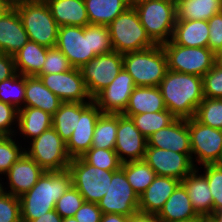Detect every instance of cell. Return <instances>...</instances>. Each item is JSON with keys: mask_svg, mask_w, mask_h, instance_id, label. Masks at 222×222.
<instances>
[{"mask_svg": "<svg viewBox=\"0 0 222 222\" xmlns=\"http://www.w3.org/2000/svg\"><path fill=\"white\" fill-rule=\"evenodd\" d=\"M71 186L68 169L44 171L37 183L19 197L21 221L29 222L54 210L56 202Z\"/></svg>", "mask_w": 222, "mask_h": 222, "instance_id": "obj_1", "label": "cell"}, {"mask_svg": "<svg viewBox=\"0 0 222 222\" xmlns=\"http://www.w3.org/2000/svg\"><path fill=\"white\" fill-rule=\"evenodd\" d=\"M160 88L167 110L176 118L195 117L197 108L205 98L202 77L167 70Z\"/></svg>", "mask_w": 222, "mask_h": 222, "instance_id": "obj_2", "label": "cell"}, {"mask_svg": "<svg viewBox=\"0 0 222 222\" xmlns=\"http://www.w3.org/2000/svg\"><path fill=\"white\" fill-rule=\"evenodd\" d=\"M123 68L136 86L158 87L167 70V56L162 45L123 54Z\"/></svg>", "mask_w": 222, "mask_h": 222, "instance_id": "obj_3", "label": "cell"}, {"mask_svg": "<svg viewBox=\"0 0 222 222\" xmlns=\"http://www.w3.org/2000/svg\"><path fill=\"white\" fill-rule=\"evenodd\" d=\"M30 41L47 48L57 44L59 26L44 0H26L13 4Z\"/></svg>", "mask_w": 222, "mask_h": 222, "instance_id": "obj_4", "label": "cell"}, {"mask_svg": "<svg viewBox=\"0 0 222 222\" xmlns=\"http://www.w3.org/2000/svg\"><path fill=\"white\" fill-rule=\"evenodd\" d=\"M148 36L156 45L171 40L176 23V1L156 0L130 3Z\"/></svg>", "mask_w": 222, "mask_h": 222, "instance_id": "obj_5", "label": "cell"}, {"mask_svg": "<svg viewBox=\"0 0 222 222\" xmlns=\"http://www.w3.org/2000/svg\"><path fill=\"white\" fill-rule=\"evenodd\" d=\"M108 29L113 50L120 54L140 51L156 45L148 36L132 5L116 17L108 25Z\"/></svg>", "mask_w": 222, "mask_h": 222, "instance_id": "obj_6", "label": "cell"}, {"mask_svg": "<svg viewBox=\"0 0 222 222\" xmlns=\"http://www.w3.org/2000/svg\"><path fill=\"white\" fill-rule=\"evenodd\" d=\"M30 143V144H29ZM25 153L45 171L68 169L71 158L66 149V142L53 127L39 137L28 142Z\"/></svg>", "mask_w": 222, "mask_h": 222, "instance_id": "obj_7", "label": "cell"}, {"mask_svg": "<svg viewBox=\"0 0 222 222\" xmlns=\"http://www.w3.org/2000/svg\"><path fill=\"white\" fill-rule=\"evenodd\" d=\"M162 47L170 71L203 77L215 65V53L208 47H185L171 40Z\"/></svg>", "mask_w": 222, "mask_h": 222, "instance_id": "obj_8", "label": "cell"}, {"mask_svg": "<svg viewBox=\"0 0 222 222\" xmlns=\"http://www.w3.org/2000/svg\"><path fill=\"white\" fill-rule=\"evenodd\" d=\"M74 186L85 202L97 203L107 193L114 171L88 164L82 157L72 158L68 166Z\"/></svg>", "mask_w": 222, "mask_h": 222, "instance_id": "obj_9", "label": "cell"}, {"mask_svg": "<svg viewBox=\"0 0 222 222\" xmlns=\"http://www.w3.org/2000/svg\"><path fill=\"white\" fill-rule=\"evenodd\" d=\"M188 130L194 166L215 164L222 151V130L204 125L195 117L188 119Z\"/></svg>", "mask_w": 222, "mask_h": 222, "instance_id": "obj_10", "label": "cell"}, {"mask_svg": "<svg viewBox=\"0 0 222 222\" xmlns=\"http://www.w3.org/2000/svg\"><path fill=\"white\" fill-rule=\"evenodd\" d=\"M97 205L103 214L114 213L130 217L139 212V197L121 167L113 172L107 193Z\"/></svg>", "mask_w": 222, "mask_h": 222, "instance_id": "obj_11", "label": "cell"}, {"mask_svg": "<svg viewBox=\"0 0 222 222\" xmlns=\"http://www.w3.org/2000/svg\"><path fill=\"white\" fill-rule=\"evenodd\" d=\"M123 68V54L112 51L97 55L81 68L82 78L89 95L93 98L116 78Z\"/></svg>", "mask_w": 222, "mask_h": 222, "instance_id": "obj_12", "label": "cell"}, {"mask_svg": "<svg viewBox=\"0 0 222 222\" xmlns=\"http://www.w3.org/2000/svg\"><path fill=\"white\" fill-rule=\"evenodd\" d=\"M56 47L67 57L73 68L80 69L96 56L91 50L90 24L85 27H59Z\"/></svg>", "mask_w": 222, "mask_h": 222, "instance_id": "obj_13", "label": "cell"}, {"mask_svg": "<svg viewBox=\"0 0 222 222\" xmlns=\"http://www.w3.org/2000/svg\"><path fill=\"white\" fill-rule=\"evenodd\" d=\"M143 160L157 176L177 178L180 181L196 168L191 153H177L156 147H147Z\"/></svg>", "mask_w": 222, "mask_h": 222, "instance_id": "obj_14", "label": "cell"}, {"mask_svg": "<svg viewBox=\"0 0 222 222\" xmlns=\"http://www.w3.org/2000/svg\"><path fill=\"white\" fill-rule=\"evenodd\" d=\"M36 76L62 102L87 103L92 101L79 68H72L57 74H37Z\"/></svg>", "mask_w": 222, "mask_h": 222, "instance_id": "obj_15", "label": "cell"}, {"mask_svg": "<svg viewBox=\"0 0 222 222\" xmlns=\"http://www.w3.org/2000/svg\"><path fill=\"white\" fill-rule=\"evenodd\" d=\"M135 87L131 75L122 68L112 83L98 92L92 100L102 113L122 114Z\"/></svg>", "mask_w": 222, "mask_h": 222, "instance_id": "obj_16", "label": "cell"}, {"mask_svg": "<svg viewBox=\"0 0 222 222\" xmlns=\"http://www.w3.org/2000/svg\"><path fill=\"white\" fill-rule=\"evenodd\" d=\"M147 139L135 127L130 117L118 114L115 152L121 163L144 159Z\"/></svg>", "mask_w": 222, "mask_h": 222, "instance_id": "obj_17", "label": "cell"}, {"mask_svg": "<svg viewBox=\"0 0 222 222\" xmlns=\"http://www.w3.org/2000/svg\"><path fill=\"white\" fill-rule=\"evenodd\" d=\"M101 114V110L93 100L82 103V114L71 138L66 143L71 159L81 157L92 147L94 128Z\"/></svg>", "mask_w": 222, "mask_h": 222, "instance_id": "obj_18", "label": "cell"}, {"mask_svg": "<svg viewBox=\"0 0 222 222\" xmlns=\"http://www.w3.org/2000/svg\"><path fill=\"white\" fill-rule=\"evenodd\" d=\"M44 171L30 156L24 153L6 172L4 177H6L5 184L7 185H2V190L20 197L37 183Z\"/></svg>", "mask_w": 222, "mask_h": 222, "instance_id": "obj_19", "label": "cell"}, {"mask_svg": "<svg viewBox=\"0 0 222 222\" xmlns=\"http://www.w3.org/2000/svg\"><path fill=\"white\" fill-rule=\"evenodd\" d=\"M147 147L191 153L188 119L176 118L167 127L154 132L147 138Z\"/></svg>", "mask_w": 222, "mask_h": 222, "instance_id": "obj_20", "label": "cell"}, {"mask_svg": "<svg viewBox=\"0 0 222 222\" xmlns=\"http://www.w3.org/2000/svg\"><path fill=\"white\" fill-rule=\"evenodd\" d=\"M180 183L181 181L177 178L156 176L148 188L139 196V212L158 215Z\"/></svg>", "mask_w": 222, "mask_h": 222, "instance_id": "obj_21", "label": "cell"}, {"mask_svg": "<svg viewBox=\"0 0 222 222\" xmlns=\"http://www.w3.org/2000/svg\"><path fill=\"white\" fill-rule=\"evenodd\" d=\"M28 41L21 17L13 6L0 18V52L13 56Z\"/></svg>", "mask_w": 222, "mask_h": 222, "instance_id": "obj_22", "label": "cell"}, {"mask_svg": "<svg viewBox=\"0 0 222 222\" xmlns=\"http://www.w3.org/2000/svg\"><path fill=\"white\" fill-rule=\"evenodd\" d=\"M200 169L203 168H195L181 183L186 188L190 202L196 213L208 218L213 212V197L208 181L201 171H199Z\"/></svg>", "mask_w": 222, "mask_h": 222, "instance_id": "obj_23", "label": "cell"}, {"mask_svg": "<svg viewBox=\"0 0 222 222\" xmlns=\"http://www.w3.org/2000/svg\"><path fill=\"white\" fill-rule=\"evenodd\" d=\"M54 20L61 26L89 25V18L84 0H44Z\"/></svg>", "mask_w": 222, "mask_h": 222, "instance_id": "obj_24", "label": "cell"}, {"mask_svg": "<svg viewBox=\"0 0 222 222\" xmlns=\"http://www.w3.org/2000/svg\"><path fill=\"white\" fill-rule=\"evenodd\" d=\"M62 101L49 90L38 76H25L24 107L39 108L53 115Z\"/></svg>", "mask_w": 222, "mask_h": 222, "instance_id": "obj_25", "label": "cell"}, {"mask_svg": "<svg viewBox=\"0 0 222 222\" xmlns=\"http://www.w3.org/2000/svg\"><path fill=\"white\" fill-rule=\"evenodd\" d=\"M209 25L205 20H176L171 41L185 47H208Z\"/></svg>", "mask_w": 222, "mask_h": 222, "instance_id": "obj_26", "label": "cell"}, {"mask_svg": "<svg viewBox=\"0 0 222 222\" xmlns=\"http://www.w3.org/2000/svg\"><path fill=\"white\" fill-rule=\"evenodd\" d=\"M163 110H166V107L159 87L136 86L122 114L130 117L131 115Z\"/></svg>", "mask_w": 222, "mask_h": 222, "instance_id": "obj_27", "label": "cell"}, {"mask_svg": "<svg viewBox=\"0 0 222 222\" xmlns=\"http://www.w3.org/2000/svg\"><path fill=\"white\" fill-rule=\"evenodd\" d=\"M17 127L16 136L20 132L19 136H24V140L29 138V142L52 127V115L39 108L22 107L18 111Z\"/></svg>", "mask_w": 222, "mask_h": 222, "instance_id": "obj_28", "label": "cell"}, {"mask_svg": "<svg viewBox=\"0 0 222 222\" xmlns=\"http://www.w3.org/2000/svg\"><path fill=\"white\" fill-rule=\"evenodd\" d=\"M193 217H203L196 213L190 202L186 188L180 183L172 195L165 202L157 215L161 222L187 220Z\"/></svg>", "mask_w": 222, "mask_h": 222, "instance_id": "obj_29", "label": "cell"}, {"mask_svg": "<svg viewBox=\"0 0 222 222\" xmlns=\"http://www.w3.org/2000/svg\"><path fill=\"white\" fill-rule=\"evenodd\" d=\"M47 47L28 41L14 57L16 72L24 76H35L43 68Z\"/></svg>", "mask_w": 222, "mask_h": 222, "instance_id": "obj_30", "label": "cell"}, {"mask_svg": "<svg viewBox=\"0 0 222 222\" xmlns=\"http://www.w3.org/2000/svg\"><path fill=\"white\" fill-rule=\"evenodd\" d=\"M91 25L108 26L131 6L130 0H84Z\"/></svg>", "mask_w": 222, "mask_h": 222, "instance_id": "obj_31", "label": "cell"}, {"mask_svg": "<svg viewBox=\"0 0 222 222\" xmlns=\"http://www.w3.org/2000/svg\"><path fill=\"white\" fill-rule=\"evenodd\" d=\"M176 20H205L222 12V0H175Z\"/></svg>", "mask_w": 222, "mask_h": 222, "instance_id": "obj_32", "label": "cell"}, {"mask_svg": "<svg viewBox=\"0 0 222 222\" xmlns=\"http://www.w3.org/2000/svg\"><path fill=\"white\" fill-rule=\"evenodd\" d=\"M81 114V102H62L52 115V127L66 143L71 138Z\"/></svg>", "mask_w": 222, "mask_h": 222, "instance_id": "obj_33", "label": "cell"}, {"mask_svg": "<svg viewBox=\"0 0 222 222\" xmlns=\"http://www.w3.org/2000/svg\"><path fill=\"white\" fill-rule=\"evenodd\" d=\"M118 129V114L102 113L96 122L91 148L114 150Z\"/></svg>", "mask_w": 222, "mask_h": 222, "instance_id": "obj_34", "label": "cell"}, {"mask_svg": "<svg viewBox=\"0 0 222 222\" xmlns=\"http://www.w3.org/2000/svg\"><path fill=\"white\" fill-rule=\"evenodd\" d=\"M121 168L124 170L128 182L138 197L157 176L144 160L122 163Z\"/></svg>", "mask_w": 222, "mask_h": 222, "instance_id": "obj_35", "label": "cell"}, {"mask_svg": "<svg viewBox=\"0 0 222 222\" xmlns=\"http://www.w3.org/2000/svg\"><path fill=\"white\" fill-rule=\"evenodd\" d=\"M135 127L147 139L154 132L170 125L176 117L169 111L146 112L138 115H131Z\"/></svg>", "mask_w": 222, "mask_h": 222, "instance_id": "obj_36", "label": "cell"}, {"mask_svg": "<svg viewBox=\"0 0 222 222\" xmlns=\"http://www.w3.org/2000/svg\"><path fill=\"white\" fill-rule=\"evenodd\" d=\"M25 76L16 73L10 79L0 82V101L15 106L18 110L24 107Z\"/></svg>", "mask_w": 222, "mask_h": 222, "instance_id": "obj_37", "label": "cell"}, {"mask_svg": "<svg viewBox=\"0 0 222 222\" xmlns=\"http://www.w3.org/2000/svg\"><path fill=\"white\" fill-rule=\"evenodd\" d=\"M14 138V139H13ZM15 135H0V175L5 176L12 164L25 153V146L16 140Z\"/></svg>", "mask_w": 222, "mask_h": 222, "instance_id": "obj_38", "label": "cell"}, {"mask_svg": "<svg viewBox=\"0 0 222 222\" xmlns=\"http://www.w3.org/2000/svg\"><path fill=\"white\" fill-rule=\"evenodd\" d=\"M195 118L204 125L222 130V98L205 97L197 108Z\"/></svg>", "mask_w": 222, "mask_h": 222, "instance_id": "obj_39", "label": "cell"}, {"mask_svg": "<svg viewBox=\"0 0 222 222\" xmlns=\"http://www.w3.org/2000/svg\"><path fill=\"white\" fill-rule=\"evenodd\" d=\"M88 164L107 171H116L121 167V162L115 150L103 148H90L81 156Z\"/></svg>", "mask_w": 222, "mask_h": 222, "instance_id": "obj_40", "label": "cell"}, {"mask_svg": "<svg viewBox=\"0 0 222 222\" xmlns=\"http://www.w3.org/2000/svg\"><path fill=\"white\" fill-rule=\"evenodd\" d=\"M202 173L209 185L213 197V211L222 209V167L217 164L202 165Z\"/></svg>", "mask_w": 222, "mask_h": 222, "instance_id": "obj_41", "label": "cell"}, {"mask_svg": "<svg viewBox=\"0 0 222 222\" xmlns=\"http://www.w3.org/2000/svg\"><path fill=\"white\" fill-rule=\"evenodd\" d=\"M84 202L79 191L71 186L56 202L55 210L62 218L74 217Z\"/></svg>", "mask_w": 222, "mask_h": 222, "instance_id": "obj_42", "label": "cell"}, {"mask_svg": "<svg viewBox=\"0 0 222 222\" xmlns=\"http://www.w3.org/2000/svg\"><path fill=\"white\" fill-rule=\"evenodd\" d=\"M72 68L67 57L54 46L47 49L43 68L38 74H57L69 71Z\"/></svg>", "mask_w": 222, "mask_h": 222, "instance_id": "obj_43", "label": "cell"}, {"mask_svg": "<svg viewBox=\"0 0 222 222\" xmlns=\"http://www.w3.org/2000/svg\"><path fill=\"white\" fill-rule=\"evenodd\" d=\"M90 43L96 56L114 51L108 26L90 24Z\"/></svg>", "mask_w": 222, "mask_h": 222, "instance_id": "obj_44", "label": "cell"}, {"mask_svg": "<svg viewBox=\"0 0 222 222\" xmlns=\"http://www.w3.org/2000/svg\"><path fill=\"white\" fill-rule=\"evenodd\" d=\"M0 222H22L19 197L3 190L0 191Z\"/></svg>", "mask_w": 222, "mask_h": 222, "instance_id": "obj_45", "label": "cell"}, {"mask_svg": "<svg viewBox=\"0 0 222 222\" xmlns=\"http://www.w3.org/2000/svg\"><path fill=\"white\" fill-rule=\"evenodd\" d=\"M203 93L207 98H222V67L214 65L203 77Z\"/></svg>", "mask_w": 222, "mask_h": 222, "instance_id": "obj_46", "label": "cell"}, {"mask_svg": "<svg viewBox=\"0 0 222 222\" xmlns=\"http://www.w3.org/2000/svg\"><path fill=\"white\" fill-rule=\"evenodd\" d=\"M18 111L15 106L0 101V135H16Z\"/></svg>", "mask_w": 222, "mask_h": 222, "instance_id": "obj_47", "label": "cell"}, {"mask_svg": "<svg viewBox=\"0 0 222 222\" xmlns=\"http://www.w3.org/2000/svg\"><path fill=\"white\" fill-rule=\"evenodd\" d=\"M208 25V48L215 53L222 48V12L212 16L208 20Z\"/></svg>", "mask_w": 222, "mask_h": 222, "instance_id": "obj_48", "label": "cell"}, {"mask_svg": "<svg viewBox=\"0 0 222 222\" xmlns=\"http://www.w3.org/2000/svg\"><path fill=\"white\" fill-rule=\"evenodd\" d=\"M102 215L97 203L84 202L75 213L74 218L78 222H100Z\"/></svg>", "mask_w": 222, "mask_h": 222, "instance_id": "obj_49", "label": "cell"}, {"mask_svg": "<svg viewBox=\"0 0 222 222\" xmlns=\"http://www.w3.org/2000/svg\"><path fill=\"white\" fill-rule=\"evenodd\" d=\"M16 73L14 57L0 52V82L10 79Z\"/></svg>", "mask_w": 222, "mask_h": 222, "instance_id": "obj_50", "label": "cell"}, {"mask_svg": "<svg viewBox=\"0 0 222 222\" xmlns=\"http://www.w3.org/2000/svg\"><path fill=\"white\" fill-rule=\"evenodd\" d=\"M62 221H63V218L54 209L48 213H45L39 218L31 220L29 222H62Z\"/></svg>", "mask_w": 222, "mask_h": 222, "instance_id": "obj_51", "label": "cell"}, {"mask_svg": "<svg viewBox=\"0 0 222 222\" xmlns=\"http://www.w3.org/2000/svg\"><path fill=\"white\" fill-rule=\"evenodd\" d=\"M128 222H161V221L157 218V215H149L138 212L135 215L130 216Z\"/></svg>", "mask_w": 222, "mask_h": 222, "instance_id": "obj_52", "label": "cell"}, {"mask_svg": "<svg viewBox=\"0 0 222 222\" xmlns=\"http://www.w3.org/2000/svg\"><path fill=\"white\" fill-rule=\"evenodd\" d=\"M129 216L120 214H103L100 222H128Z\"/></svg>", "mask_w": 222, "mask_h": 222, "instance_id": "obj_53", "label": "cell"}, {"mask_svg": "<svg viewBox=\"0 0 222 222\" xmlns=\"http://www.w3.org/2000/svg\"><path fill=\"white\" fill-rule=\"evenodd\" d=\"M13 7L9 0H0V18Z\"/></svg>", "mask_w": 222, "mask_h": 222, "instance_id": "obj_54", "label": "cell"}, {"mask_svg": "<svg viewBox=\"0 0 222 222\" xmlns=\"http://www.w3.org/2000/svg\"><path fill=\"white\" fill-rule=\"evenodd\" d=\"M208 219L212 222H222V209L213 211Z\"/></svg>", "mask_w": 222, "mask_h": 222, "instance_id": "obj_55", "label": "cell"}, {"mask_svg": "<svg viewBox=\"0 0 222 222\" xmlns=\"http://www.w3.org/2000/svg\"><path fill=\"white\" fill-rule=\"evenodd\" d=\"M215 64L222 67V48L215 52Z\"/></svg>", "mask_w": 222, "mask_h": 222, "instance_id": "obj_56", "label": "cell"}, {"mask_svg": "<svg viewBox=\"0 0 222 222\" xmlns=\"http://www.w3.org/2000/svg\"><path fill=\"white\" fill-rule=\"evenodd\" d=\"M206 218L205 217H193L187 220H180L174 222H203Z\"/></svg>", "mask_w": 222, "mask_h": 222, "instance_id": "obj_57", "label": "cell"}, {"mask_svg": "<svg viewBox=\"0 0 222 222\" xmlns=\"http://www.w3.org/2000/svg\"><path fill=\"white\" fill-rule=\"evenodd\" d=\"M62 222H78L74 217L63 218Z\"/></svg>", "mask_w": 222, "mask_h": 222, "instance_id": "obj_58", "label": "cell"}, {"mask_svg": "<svg viewBox=\"0 0 222 222\" xmlns=\"http://www.w3.org/2000/svg\"><path fill=\"white\" fill-rule=\"evenodd\" d=\"M215 164L222 167V151H221V154H220V157H219L218 161Z\"/></svg>", "mask_w": 222, "mask_h": 222, "instance_id": "obj_59", "label": "cell"}, {"mask_svg": "<svg viewBox=\"0 0 222 222\" xmlns=\"http://www.w3.org/2000/svg\"><path fill=\"white\" fill-rule=\"evenodd\" d=\"M144 1H156V0H130V3H139Z\"/></svg>", "mask_w": 222, "mask_h": 222, "instance_id": "obj_60", "label": "cell"}, {"mask_svg": "<svg viewBox=\"0 0 222 222\" xmlns=\"http://www.w3.org/2000/svg\"><path fill=\"white\" fill-rule=\"evenodd\" d=\"M12 4H15V3H18V2H21V1H24V0H9Z\"/></svg>", "mask_w": 222, "mask_h": 222, "instance_id": "obj_61", "label": "cell"}, {"mask_svg": "<svg viewBox=\"0 0 222 222\" xmlns=\"http://www.w3.org/2000/svg\"><path fill=\"white\" fill-rule=\"evenodd\" d=\"M2 179L3 178L0 177V191L2 190V184L4 183V182H2Z\"/></svg>", "mask_w": 222, "mask_h": 222, "instance_id": "obj_62", "label": "cell"}, {"mask_svg": "<svg viewBox=\"0 0 222 222\" xmlns=\"http://www.w3.org/2000/svg\"><path fill=\"white\" fill-rule=\"evenodd\" d=\"M203 222H212L208 218H206Z\"/></svg>", "mask_w": 222, "mask_h": 222, "instance_id": "obj_63", "label": "cell"}]
</instances>
